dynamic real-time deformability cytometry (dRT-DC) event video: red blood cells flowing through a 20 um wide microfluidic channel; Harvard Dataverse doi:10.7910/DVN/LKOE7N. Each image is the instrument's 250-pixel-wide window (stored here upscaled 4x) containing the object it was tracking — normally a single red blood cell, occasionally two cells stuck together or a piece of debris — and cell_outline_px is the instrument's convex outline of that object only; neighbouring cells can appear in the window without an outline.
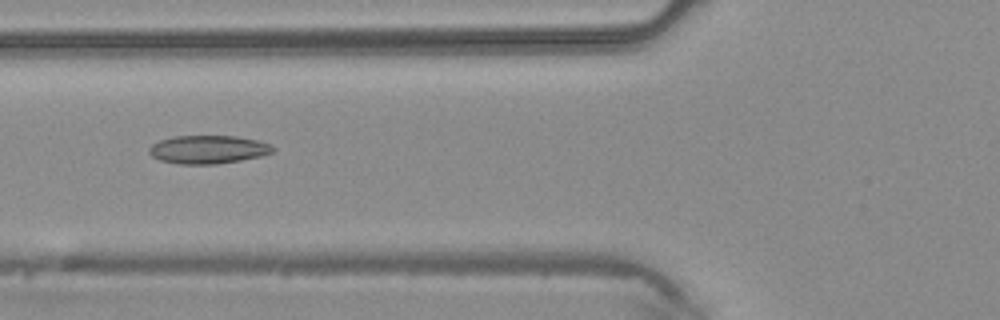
{"species": "common noctule bat (a hibernating species)", "species_latin": "Nyctalus noctula", "temperature_condition": "warm", "stored_images_in_passage": 33, "camera_frame_rate_fps": 3000, "um_per_image_px": 0.085, "animal": {"sex": "male", "body_mass_g": 20.4}, "frame": {"image": 1, "passage_image": 6, "time_ms": 1.667, "image_size_px": [1000, 320], "cell_outline_px": [[276, 148], [272, 152], [260, 156], [240, 160], [216, 164], [180, 164], [160, 160], [152, 156], [148, 152], [148, 148], [152, 144], [160, 140], [172, 136], [236, 136], [256, 140], [272, 144]], "centroid_in_image_um": [17.68, 12.7], "position_along_channel_um": 108.1, "area_um2": 20.4}}
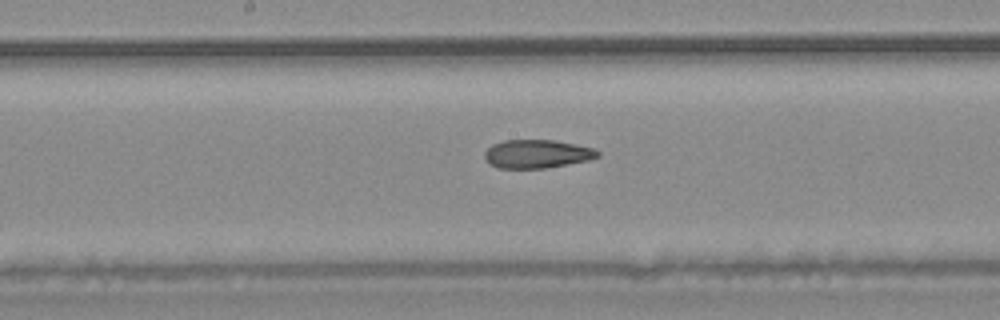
{"frame": {"image": 2, "passage_image": 12, "time_ms": 3.667, "image_size_px": [1000, 320], "cell_outline_px": [[600, 156], [592, 160], [544, 168], [500, 168], [488, 164], [484, 156], [484, 152], [492, 144], [504, 140], [552, 140], [576, 144], [592, 148], [600, 152]], "centroid_in_image_um": [45.65, 13.08], "position_along_channel_um": 202.6, "area_um2": 18.84}}
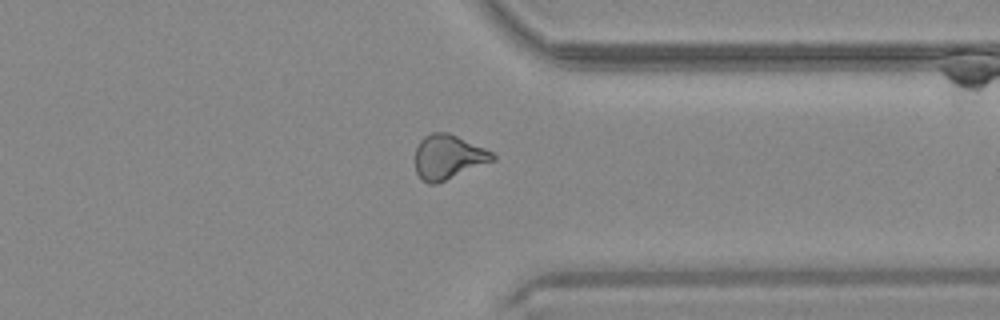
{"frame": {"image": 3, "passage_image": 23, "time_ms": 7.333, "image_size_px": [1000, 320], "cell_outline_px": [[496, 160], [436, 184], [428, 184], [416, 172], [416, 148], [420, 140], [424, 136], [432, 132], [448, 132], [484, 148], [492, 152], [496, 156]], "centroid_in_image_um": [38.1, 13.34], "position_along_channel_um": 373.3, "area_um2": 19.94}}